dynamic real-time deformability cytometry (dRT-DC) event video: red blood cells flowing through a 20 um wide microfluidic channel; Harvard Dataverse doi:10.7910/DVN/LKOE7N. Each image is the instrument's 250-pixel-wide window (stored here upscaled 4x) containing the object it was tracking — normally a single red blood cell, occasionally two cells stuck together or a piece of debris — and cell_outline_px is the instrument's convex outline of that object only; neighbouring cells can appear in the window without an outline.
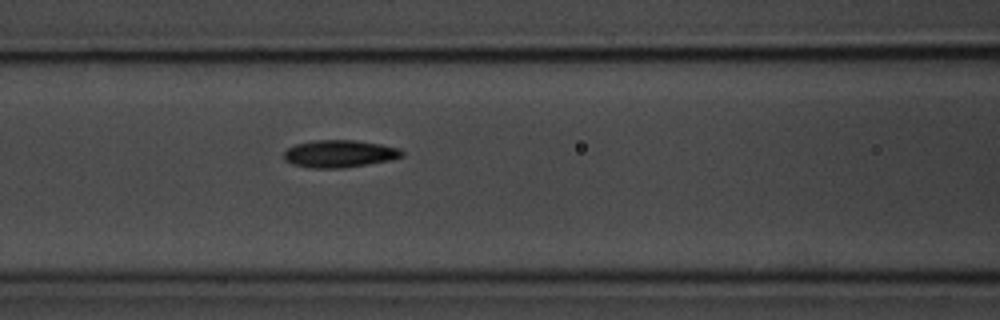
{"species": "common noctule bat (a hibernating species)", "species_latin": "Nyctalus noctula", "temperature_condition": "room temperature", "stored_images_in_passage": 7, "segment_of_instrument_passage": [1, 2], "camera_frame_rate_fps": 3000, "um_per_image_px": 0.085, "animal": {"sex": "male", "body_mass_g": 20.1, "forearm_length_mm": 53.5}, "frame": {"image": 1, "passage_image": 6, "time_ms": 1.667, "image_size_px": [1000, 320], "cell_outline_px": [[404, 156], [388, 160], [344, 168], [308, 168], [292, 164], [284, 160], [284, 152], [288, 148], [296, 144], [312, 140], [356, 140], [380, 144], [400, 148], [404, 152]], "centroid_in_image_um": [28.83, 13.06], "position_along_channel_um": 137.8, "area_um2": 18.9}}